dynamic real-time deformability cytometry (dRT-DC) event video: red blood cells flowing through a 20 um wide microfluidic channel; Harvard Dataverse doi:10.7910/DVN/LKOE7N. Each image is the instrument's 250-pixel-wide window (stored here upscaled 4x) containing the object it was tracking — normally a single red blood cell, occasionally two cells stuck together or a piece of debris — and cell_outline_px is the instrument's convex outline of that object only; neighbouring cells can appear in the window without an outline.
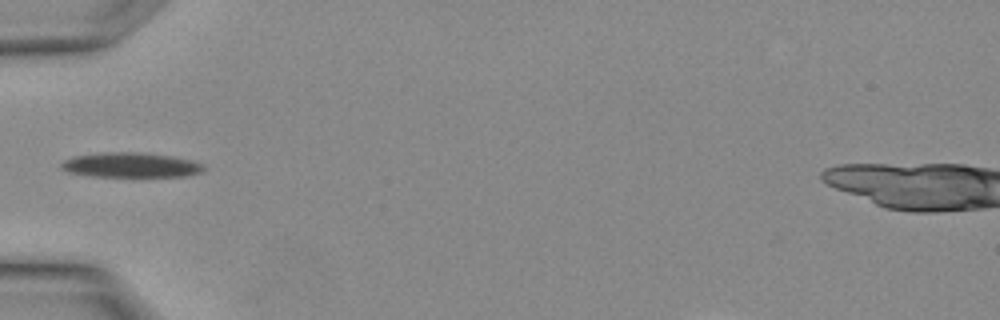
{"species": "Egyptian fruit bat (a non-hibernating species)", "species_latin": "Rousettus aegyptiacus", "temperature_condition": "warm", "stored_images_in_passage": 1, "camera_frame_rate_fps": 3000, "um_per_image_px": 0.085, "animal": {"sex": "female"}, "frame": {"image": 1, "passage_image": 1, "time_ms": 0.0, "image_size_px": [1000, 320], "cell_outline_px": [[204, 168], [200, 172], [184, 176], [92, 176], [68, 172], [60, 168], [60, 164], [64, 160], [72, 156], [100, 152], [148, 152], [172, 156], [192, 160], [204, 164]], "centroid_in_image_um": [11.08, 14.01], "position_along_channel_um": 73.9, "area_um2": 20.75}}